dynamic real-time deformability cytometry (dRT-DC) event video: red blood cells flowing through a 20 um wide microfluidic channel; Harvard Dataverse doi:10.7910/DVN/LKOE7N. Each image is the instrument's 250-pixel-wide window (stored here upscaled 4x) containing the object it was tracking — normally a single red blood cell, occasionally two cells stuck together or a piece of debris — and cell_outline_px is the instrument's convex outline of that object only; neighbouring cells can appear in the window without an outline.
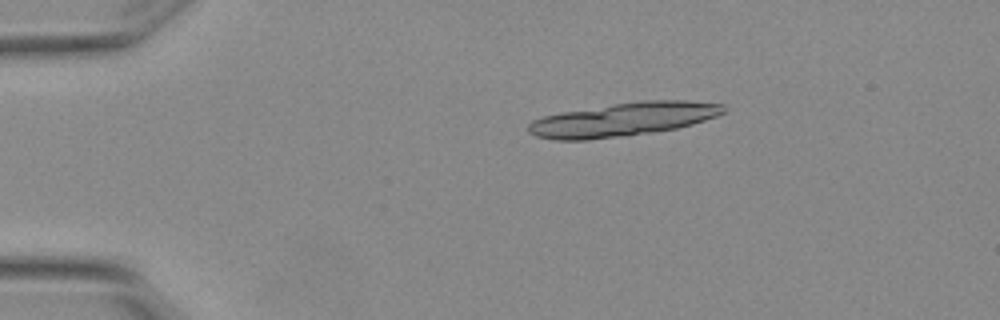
{"species": "Egyptian fruit bat (a non-hibernating species)", "species_latin": "Rousettus aegyptiacus", "temperature_condition": "warm", "stored_images_in_passage": 5, "camera_frame_rate_fps": 3000, "um_per_image_px": 0.085, "animal": {"sex": "female"}, "frame": {"image": 1, "passage_image": 3, "time_ms": 0.667, "image_size_px": [1000, 320], "cell_outline_px": [[724, 112], [716, 116], [692, 124], [676, 128], [652, 132], [624, 136], [588, 140], [556, 140], [536, 136], [528, 132], [528, 124], [532, 120], [544, 116], [564, 112], [640, 100], [684, 100], [724, 104]], "centroid_in_image_um": [52.96, 10.15], "position_along_channel_um": 32.0, "area_um2": 37.86}}